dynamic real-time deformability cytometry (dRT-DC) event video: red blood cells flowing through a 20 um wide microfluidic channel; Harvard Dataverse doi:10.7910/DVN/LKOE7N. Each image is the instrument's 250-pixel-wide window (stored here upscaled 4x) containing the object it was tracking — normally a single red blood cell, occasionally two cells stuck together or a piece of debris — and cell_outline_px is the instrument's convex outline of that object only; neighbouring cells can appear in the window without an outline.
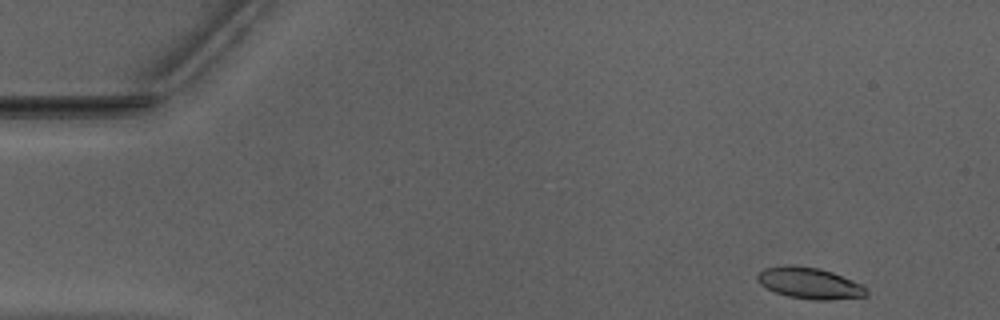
{"species": "Egyptian fruit bat (a non-hibernating species)", "species_latin": "Rousettus aegyptiacus", "temperature_condition": "warm", "stored_images_in_passage": 48, "camera_frame_rate_fps": 3000, "um_per_image_px": 0.085, "animal": {"sex": "male"}, "frame": {"image": 1, "passage_image": 1, "time_ms": 0.0, "image_size_px": [1000, 320], "cell_outline_px": [[868, 296], [828, 300], [812, 300], [788, 296], [776, 292], [760, 284], [756, 276], [764, 268], [784, 264], [792, 264], [820, 268], [832, 272], [864, 284], [868, 288]], "centroid_in_image_um": [68.86, 24.06], "position_along_channel_um": 16.1, "area_um2": 20.17}}
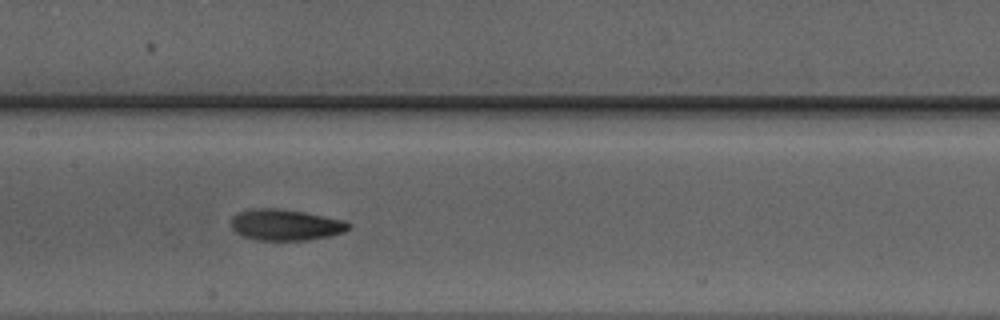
{"frame": {"image": 2, "passage_image": 22, "time_ms": 7.0, "image_size_px": [1000, 320], "cell_outline_px": [[352, 224], [344, 232], [328, 236], [304, 240], [256, 240], [244, 236], [236, 232], [232, 228], [232, 216], [240, 212], [252, 208], [276, 208], [304, 212], [344, 220]], "centroid_in_image_um": [24.27, 19.11], "position_along_channel_um": 183.1, "area_um2": 21.15}}
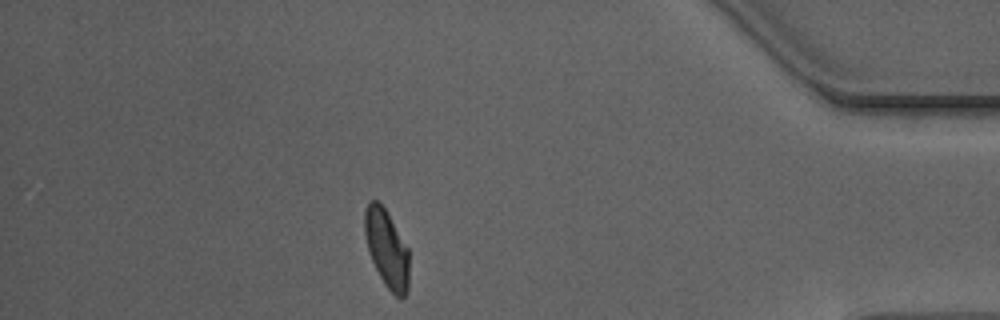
{"frame": {"image": 3, "passage_image": 42, "time_ms": 13.667, "image_size_px": [1000, 320], "cell_outline_px": [[408, 292], [400, 300], [384, 284], [368, 252], [364, 236], [364, 212], [368, 200], [376, 200], [384, 208], [408, 248]], "centroid_in_image_um": [32.85, 21.14], "position_along_channel_um": 402.4, "area_um2": 20.06}, "authors_computed_cell_mechanics": {"area_um2": 20.519, "velocity_mm_per_s": 3.954, "shape_relaxation_time_tau1_ms": 3.3132, "shape_relaxation_time_tau2_ms": 2.2538, "deformation_change_tau1": 0.1728, "deformation_change_tau2": 0.0874}}